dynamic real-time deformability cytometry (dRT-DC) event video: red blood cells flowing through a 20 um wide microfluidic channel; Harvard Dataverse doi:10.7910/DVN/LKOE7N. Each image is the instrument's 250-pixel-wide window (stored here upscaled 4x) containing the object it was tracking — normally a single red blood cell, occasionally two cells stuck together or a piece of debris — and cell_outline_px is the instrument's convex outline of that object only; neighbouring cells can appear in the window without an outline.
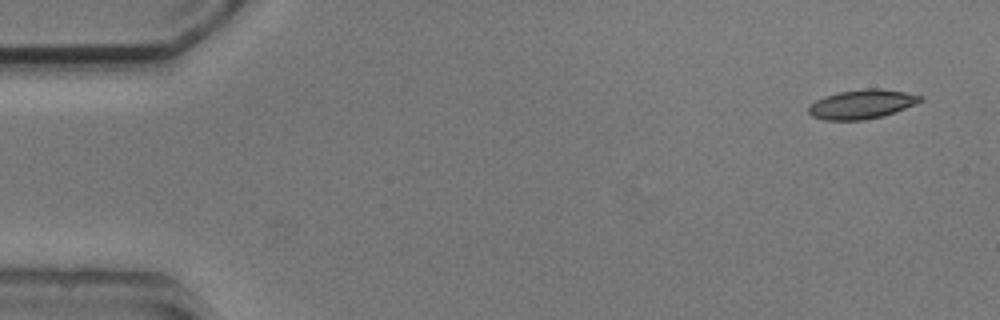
{"species": "common noctule bat (a hibernating species)", "species_latin": "Nyctalus noctula", "temperature_condition": "cold", "stored_images_in_passage": 7, "camera_frame_rate_fps": 3000, "um_per_image_px": 0.085, "animal": {"sex": "male", "body_mass_g": 20.5, "forearm_length_mm": 52.5}, "frame": {"image": 1, "passage_image": 1, "time_ms": 0.0, "image_size_px": [1000, 320], "cell_outline_px": [[924, 100], [916, 104], [880, 116], [864, 120], [824, 120], [812, 116], [808, 112], [808, 108], [816, 100], [824, 96], [840, 92], [868, 88], [880, 88], [904, 92], [924, 96]], "centroid_in_image_um": [73.26, 8.85], "position_along_channel_um": 11.7, "area_um2": 18.79}}
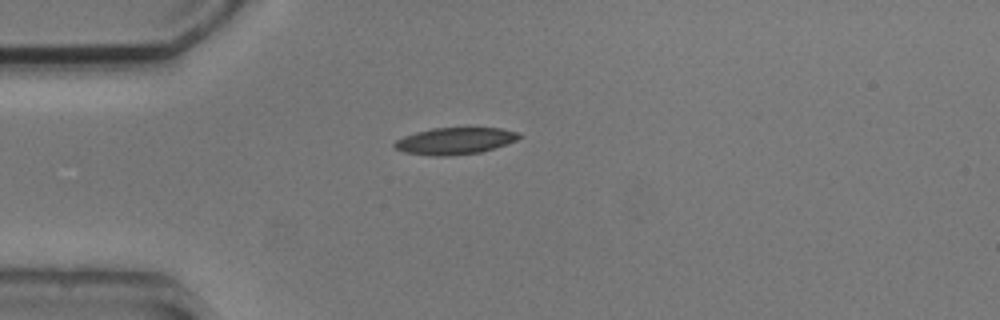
{"frame": {"image": 2, "passage_image": 4, "time_ms": 3.667, "image_size_px": [1000, 320], "cell_outline_px": [[524, 136], [516, 140], [480, 152], [448, 156], [432, 156], [404, 152], [396, 148], [392, 144], [396, 140], [404, 136], [416, 132], [432, 128], [500, 128], [520, 132]], "centroid_in_image_um": [38.67, 11.97], "position_along_channel_um": 46.3, "area_um2": 19.36}}